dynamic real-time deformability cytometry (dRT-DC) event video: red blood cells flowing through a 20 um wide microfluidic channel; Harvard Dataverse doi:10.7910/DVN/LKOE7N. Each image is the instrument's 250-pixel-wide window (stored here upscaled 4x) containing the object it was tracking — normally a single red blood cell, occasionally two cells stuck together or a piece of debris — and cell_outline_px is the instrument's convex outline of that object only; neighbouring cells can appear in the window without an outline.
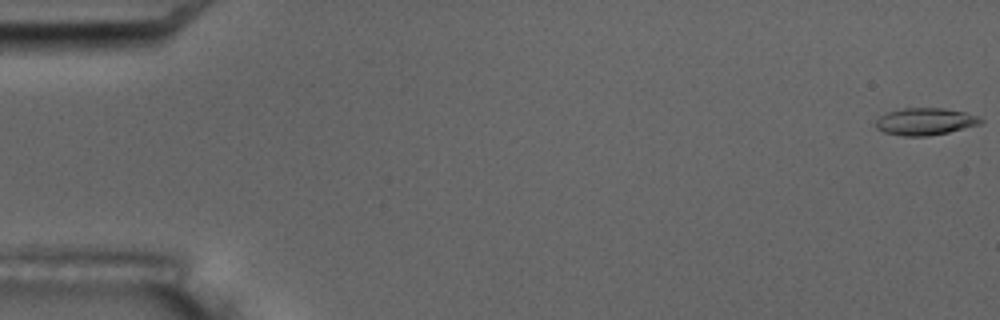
{"species": "common noctule bat (a hibernating species)", "species_latin": "Nyctalus noctula", "temperature_condition": "room temperature", "stored_images_in_passage": 5, "camera_frame_rate_fps": 3000, "um_per_image_px": 0.085, "animal": {"sex": "male", "body_mass_g": 17.5, "forearm_length_mm": 52.3}, "frame": {"image": 1, "passage_image": 1, "time_ms": 0.0, "image_size_px": [1000, 320], "cell_outline_px": [[984, 120], [980, 124], [948, 132], [928, 136], [904, 136], [884, 132], [876, 128], [876, 120], [880, 116], [888, 112], [900, 108], [944, 108], [964, 112], [976, 116]], "centroid_in_image_um": [78.62, 10.32], "position_along_channel_um": 6.4, "area_um2": 16.47}}
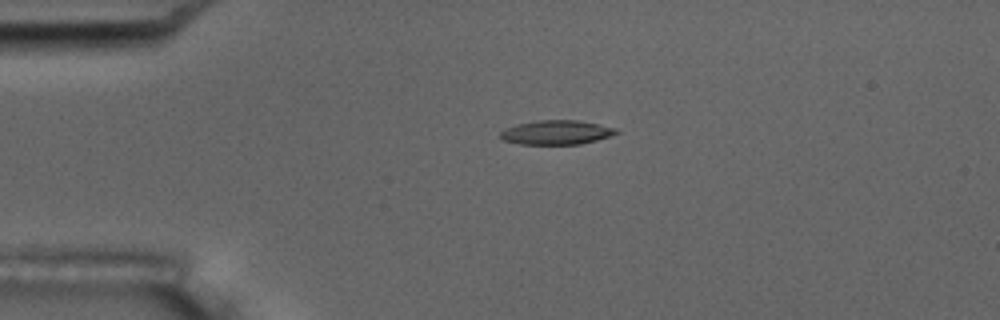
{"frame": {"image": 2, "passage_image": 4, "time_ms": 4.333, "image_size_px": [1000, 320], "cell_outline_px": [[620, 132], [596, 140], [580, 144], [520, 144], [500, 140], [500, 132], [516, 124], [540, 120], [576, 120], [616, 128]], "centroid_in_image_um": [47.26, 11.26], "position_along_channel_um": 37.7, "area_um2": 16.18}}